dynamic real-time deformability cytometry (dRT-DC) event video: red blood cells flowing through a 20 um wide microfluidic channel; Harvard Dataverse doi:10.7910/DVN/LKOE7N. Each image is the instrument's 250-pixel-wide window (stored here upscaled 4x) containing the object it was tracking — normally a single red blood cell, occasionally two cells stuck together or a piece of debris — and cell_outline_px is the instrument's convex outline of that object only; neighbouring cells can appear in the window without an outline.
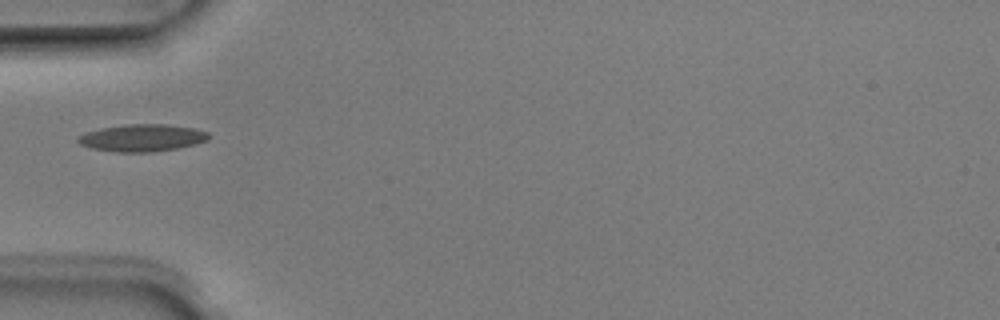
{"species": "Egyptian fruit bat (a non-hibernating species)", "species_latin": "Rousettus aegyptiacus", "temperature_condition": "room temperature", "stored_images_in_passage": 33, "camera_frame_rate_fps": 3000, "um_per_image_px": 0.085, "animal": {"sex": "male"}, "frame": {"image": 1, "passage_image": 1, "time_ms": 0.0, "image_size_px": [1000, 320], "cell_outline_px": [[208, 140], [196, 144], [176, 148], [152, 152], [116, 152], [92, 148], [80, 144], [76, 140], [76, 136], [84, 132], [100, 128], [124, 124], [164, 124], [192, 128], [208, 132]], "centroid_in_image_um": [12.02, 11.71], "position_along_channel_um": 73.0, "area_um2": 20.75}}
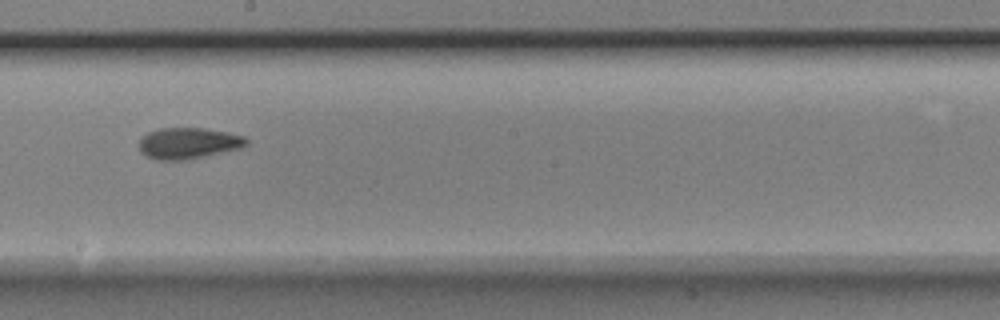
{"frame": {"image": 2, "passage_image": 13, "time_ms": 4.0, "image_size_px": [1000, 320], "cell_outline_px": [[248, 144], [240, 148], [204, 156], [184, 160], [160, 160], [148, 156], [140, 152], [140, 136], [148, 132], [160, 128], [204, 128], [228, 132], [244, 136], [248, 140]], "centroid_in_image_um": [16.01, 12.16], "position_along_channel_um": 232.2, "area_um2": 19.42}}
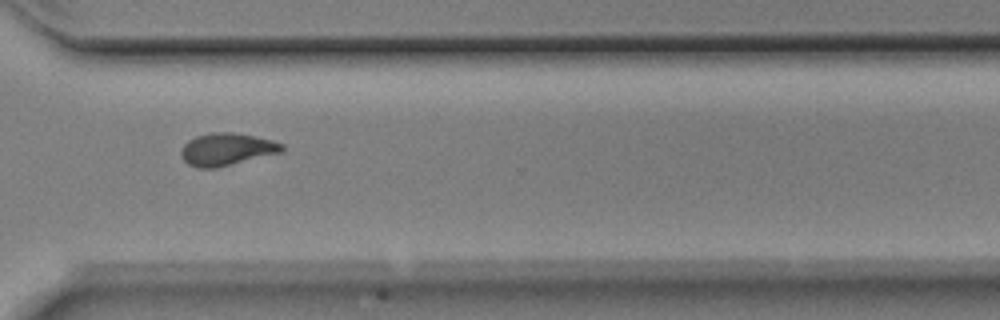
{"frame": {"image": 3, "passage_image": 22, "time_ms": 7.0, "image_size_px": [1000, 320], "cell_outline_px": [[284, 152], [216, 168], [196, 168], [188, 164], [180, 156], [180, 152], [184, 144], [188, 140], [196, 136], [212, 132], [232, 132], [272, 140], [284, 144]], "centroid_in_image_um": [19.27, 12.7], "position_along_channel_um": 351.3, "area_um2": 19.19}}